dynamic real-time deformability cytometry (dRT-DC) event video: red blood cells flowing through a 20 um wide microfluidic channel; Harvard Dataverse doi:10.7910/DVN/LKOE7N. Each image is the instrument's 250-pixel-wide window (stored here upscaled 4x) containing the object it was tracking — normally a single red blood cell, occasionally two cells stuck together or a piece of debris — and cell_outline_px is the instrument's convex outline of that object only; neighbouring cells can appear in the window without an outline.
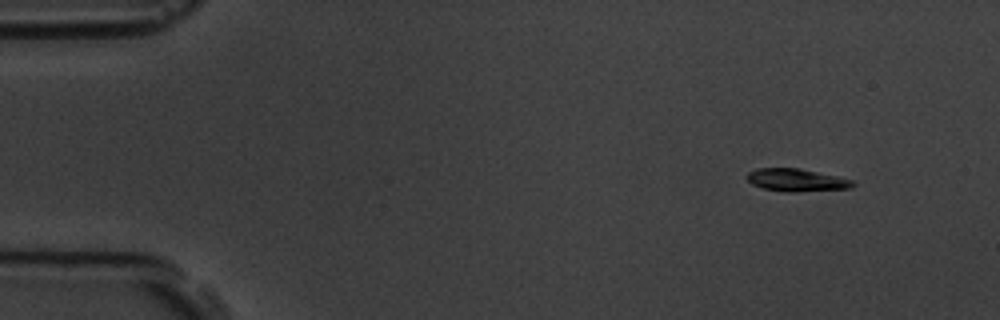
{"species": "common noctule bat (a hibernating species)", "species_latin": "Nyctalus noctula", "temperature_condition": "room temperature", "stored_images_in_passage": 4, "camera_frame_rate_fps": 3000, "um_per_image_px": 0.085, "animal": {"sex": "male", "body_mass_g": 19.5, "forearm_length_mm": 54.6}, "frame": {"image": 1, "passage_image": 1, "time_ms": 0.0, "image_size_px": [1000, 320], "cell_outline_px": [[856, 184], [852, 188], [792, 192], [788, 192], [764, 188], [752, 184], [744, 176], [748, 172], [756, 168], [800, 168], [836, 176], [852, 180]], "centroid_in_image_um": [67.68, 15.3], "position_along_channel_um": 17.3, "area_um2": 13.93}}
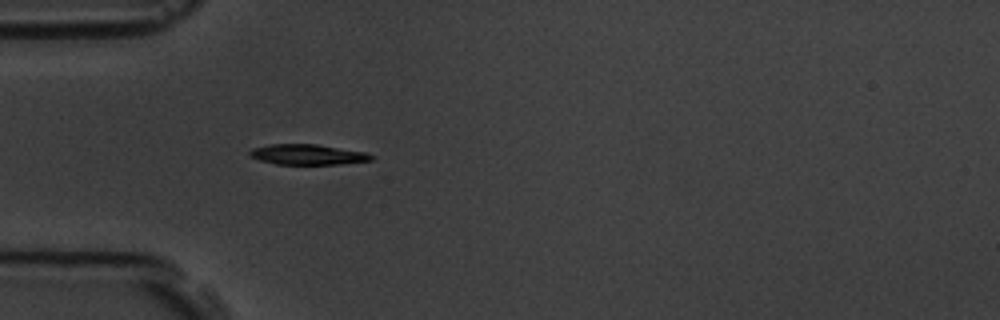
{"frame": {"image": 2, "passage_image": 4, "time_ms": 3.667, "image_size_px": [1000, 320], "cell_outline_px": [[372, 160], [340, 164], [276, 164], [260, 160], [248, 156], [248, 152], [252, 148], [268, 144], [316, 144], [364, 152], [372, 156]], "centroid_in_image_um": [26.07, 13.13], "position_along_channel_um": 58.9, "area_um2": 14.33}}